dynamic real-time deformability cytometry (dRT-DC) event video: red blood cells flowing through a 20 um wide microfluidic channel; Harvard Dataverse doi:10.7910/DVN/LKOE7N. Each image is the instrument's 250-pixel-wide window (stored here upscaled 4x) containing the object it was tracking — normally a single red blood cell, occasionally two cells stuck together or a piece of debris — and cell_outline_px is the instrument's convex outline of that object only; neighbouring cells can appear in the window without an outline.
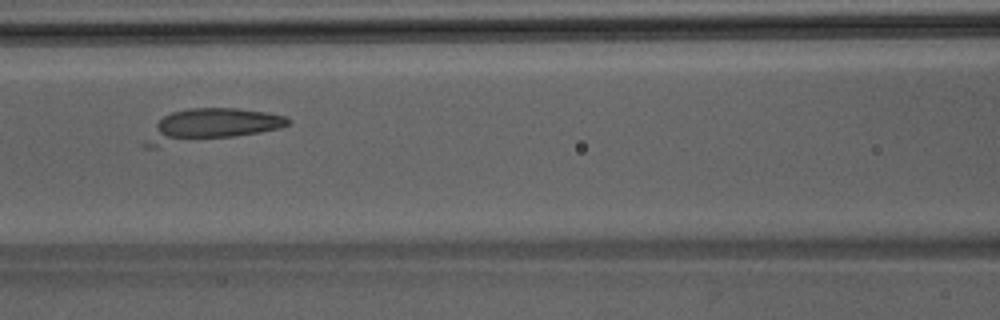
{"species": "Egyptian fruit bat (a non-hibernating species)", "species_latin": "Rousettus aegyptiacus", "temperature_condition": "room temperature", "stored_images_in_passage": 39, "camera_frame_rate_fps": 3000, "um_per_image_px": 0.085, "animal": {"sex": "male"}, "frame": {"image": 1, "passage_image": 15, "time_ms": 4.667, "image_size_px": [1000, 320], "cell_outline_px": [[292, 124], [280, 128], [260, 132], [236, 136], [156, 148], [144, 148], [140, 144], [156, 124], [164, 116], [172, 112], [188, 108], [236, 108], [264, 112], [288, 116], [292, 120]], "centroid_in_image_um": [17.88, 10.68], "position_along_channel_um": 148.7, "area_um2": 27.46}}
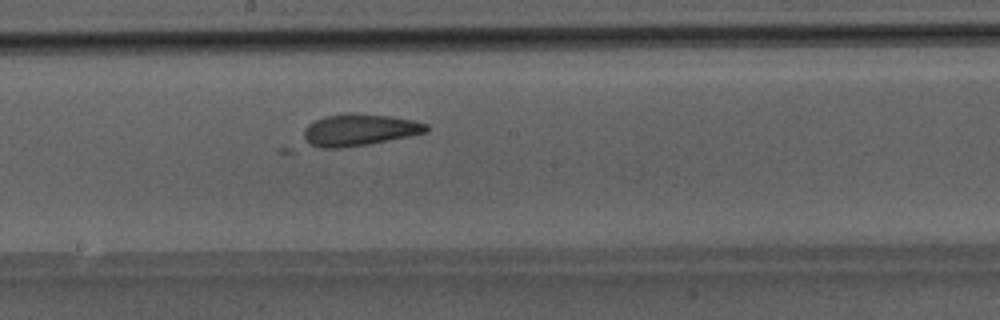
{"frame": {"image": 2, "passage_image": 20, "time_ms": 6.333, "image_size_px": [1000, 320], "cell_outline_px": [[428, 132], [368, 144], [340, 148], [320, 148], [304, 140], [304, 128], [308, 124], [324, 116], [348, 112], [392, 116], [416, 120], [428, 124]], "centroid_in_image_um": [30.56, 11.02], "position_along_channel_um": 217.6, "area_um2": 22.83}}
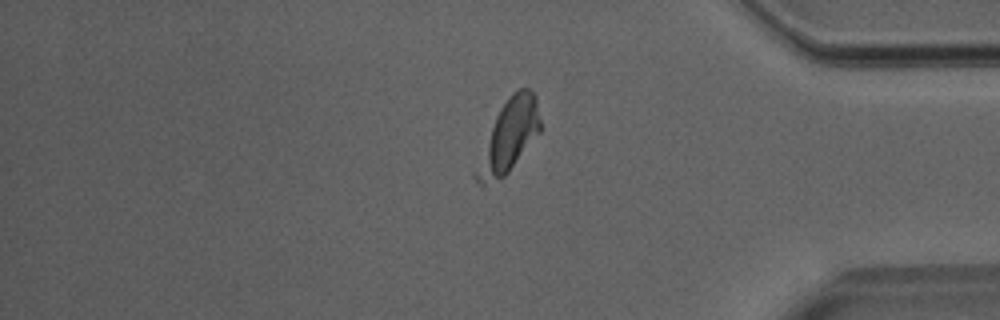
{"frame": {"image": 3, "passage_image": 34, "time_ms": 11.0, "image_size_px": [1000, 320], "cell_outline_px": [[540, 132], [508, 172], [504, 176], [484, 184], [480, 184], [472, 176], [472, 172], [496, 116], [500, 108], [512, 92], [520, 88], [528, 88], [536, 96], [540, 120]], "centroid_in_image_um": [43.23, 11.58], "position_along_channel_um": 392.0, "area_um2": 26.3}}